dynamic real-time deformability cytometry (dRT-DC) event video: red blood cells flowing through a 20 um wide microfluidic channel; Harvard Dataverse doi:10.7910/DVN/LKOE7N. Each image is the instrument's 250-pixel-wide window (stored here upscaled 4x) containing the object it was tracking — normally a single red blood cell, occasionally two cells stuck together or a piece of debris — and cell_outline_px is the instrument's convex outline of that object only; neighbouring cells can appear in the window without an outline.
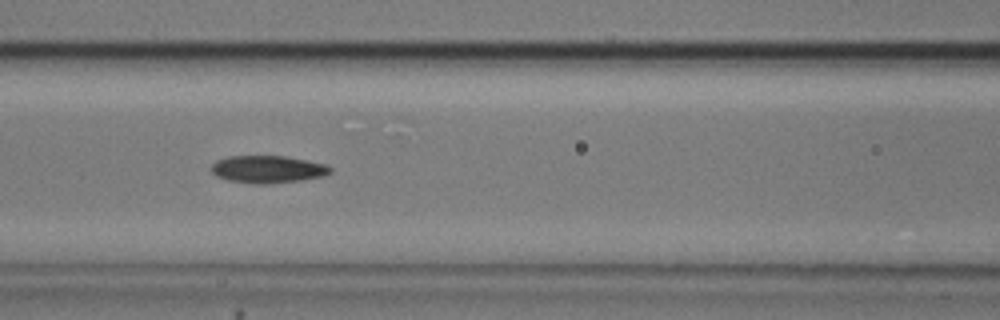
{"species": "common noctule bat (a hibernating species)", "species_latin": "Nyctalus noctula", "temperature_condition": "cold", "stored_images_in_passage": 31, "camera_frame_rate_fps": 3000, "um_per_image_px": 0.085, "animal": {"sex": "male", "body_mass_g": 20.5, "forearm_length_mm": 52.5}, "frame": {"image": 1, "passage_image": 7, "time_ms": 2.0, "image_size_px": [1000, 320], "cell_outline_px": [[332, 172], [320, 176], [296, 180], [256, 184], [232, 180], [216, 176], [212, 172], [212, 164], [216, 160], [228, 156], [284, 156], [324, 164], [332, 168]], "centroid_in_image_um": [22.71, 14.36], "position_along_channel_um": 143.9, "area_um2": 18.38}}
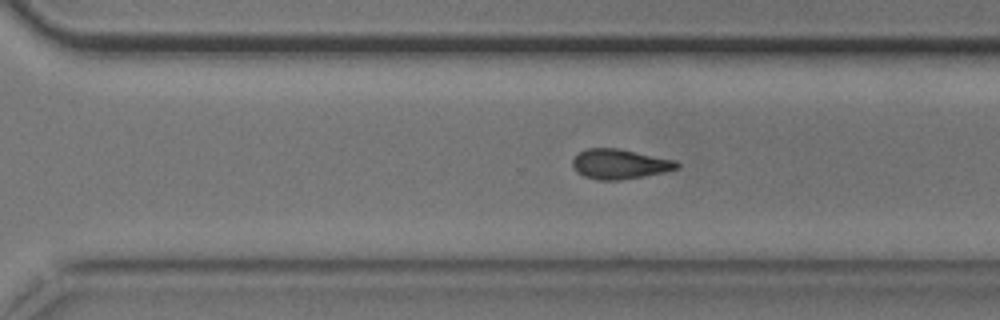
{"frame": {"image": 2, "passage_image": 21, "time_ms": 6.667, "image_size_px": [1000, 320], "cell_outline_px": [[680, 164], [676, 168], [664, 172], [620, 180], [600, 180], [584, 176], [576, 172], [572, 164], [572, 160], [580, 152], [588, 148], [620, 148], [676, 160]], "centroid_in_image_um": [52.67, 13.93], "position_along_channel_um": 317.9, "area_um2": 18.09}}
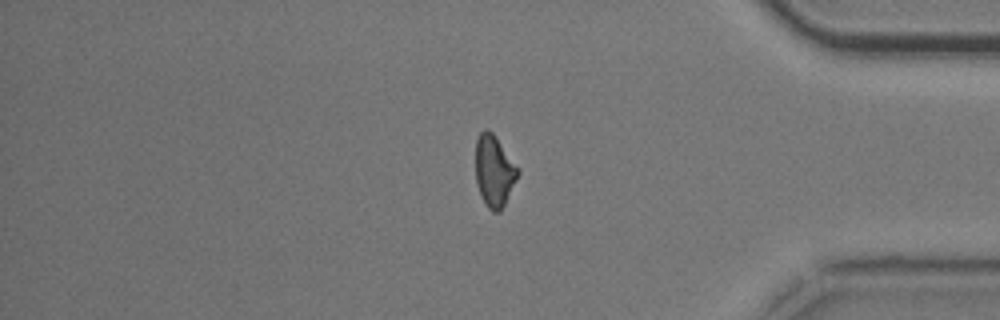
{"frame": {"image": 3, "passage_image": 29, "time_ms": 9.333, "image_size_px": [1000, 320], "cell_outline_px": [[520, 172], [500, 212], [492, 212], [484, 204], [476, 184], [476, 140], [480, 132], [484, 128], [492, 132], [520, 168]], "centroid_in_image_um": [42.0, 14.53], "position_along_channel_um": 393.2, "area_um2": 17.69}, "authors_computed_cell_mechanics": {"area_um2": 18.0914, "velocity_mm_per_s": 3.7446, "shape_relaxation_time_tau1_ms": null, "shape_relaxation_time_tau2_ms": 3.9929, "deformation_change_tau1": null, "deformation_change_tau2": 0.1127}}